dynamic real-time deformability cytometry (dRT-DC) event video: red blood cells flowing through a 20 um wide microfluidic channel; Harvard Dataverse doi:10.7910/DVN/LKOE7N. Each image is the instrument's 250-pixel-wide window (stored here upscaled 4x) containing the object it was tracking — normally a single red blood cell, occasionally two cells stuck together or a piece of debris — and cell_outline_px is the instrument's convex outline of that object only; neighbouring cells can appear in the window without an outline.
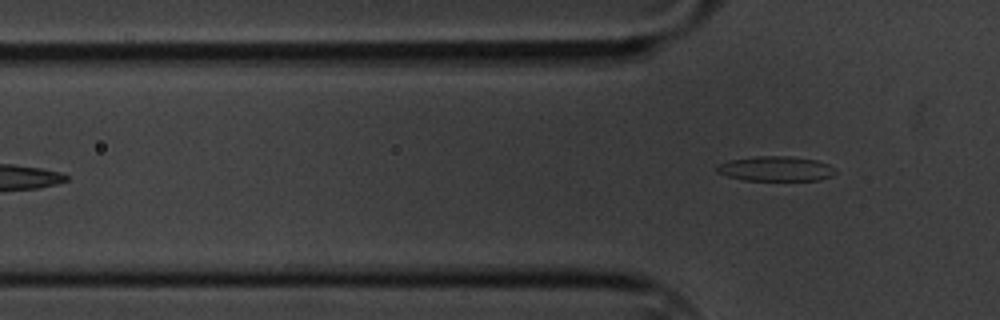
{"species": "common noctule bat (a hibernating species)", "species_latin": "Nyctalus noctula", "temperature_condition": "cold", "stored_images_in_passage": 6, "camera_frame_rate_fps": 3000, "um_per_image_px": 0.085, "animal": {"sex": "male", "body_mass_g": 20.1, "forearm_length_mm": 53.5}, "frame": {"image": 1, "passage_image": 6, "time_ms": 5.667, "image_size_px": [1000, 320], "cell_outline_px": [[836, 172], [832, 176], [820, 180], [744, 180], [728, 176], [716, 172], [716, 164], [728, 160], [756, 156], [792, 156], [816, 160], [828, 164], [836, 168]], "centroid_in_image_um": [65.94, 14.33], "position_along_channel_um": 59.9, "area_um2": 17.34}}